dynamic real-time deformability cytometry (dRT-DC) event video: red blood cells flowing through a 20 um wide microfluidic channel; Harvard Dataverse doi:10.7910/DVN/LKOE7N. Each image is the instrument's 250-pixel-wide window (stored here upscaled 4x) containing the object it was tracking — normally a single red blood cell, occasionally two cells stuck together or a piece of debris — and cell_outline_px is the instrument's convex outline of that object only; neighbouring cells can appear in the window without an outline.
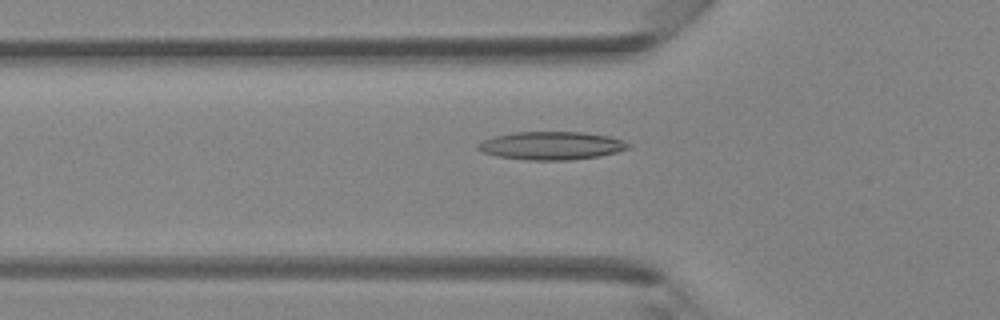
{"species": "Egyptian fruit bat (a non-hibernating species)", "species_latin": "Rousettus aegyptiacus", "temperature_condition": "room temperature", "stored_images_in_passage": 42, "camera_frame_rate_fps": 3000, "um_per_image_px": 0.085, "animal": {"sex": "female"}, "frame": {"image": 1, "passage_image": 14, "time_ms": 4.333, "image_size_px": [1000, 320], "cell_outline_px": [[632, 144], [628, 148], [616, 152], [600, 156], [572, 160], [528, 160], [496, 156], [484, 152], [476, 148], [476, 144], [484, 140], [496, 136], [516, 132], [584, 132], [608, 136], [624, 140]], "centroid_in_image_um": [46.9, 12.38], "position_along_channel_um": 78.9, "area_um2": 24.62}}
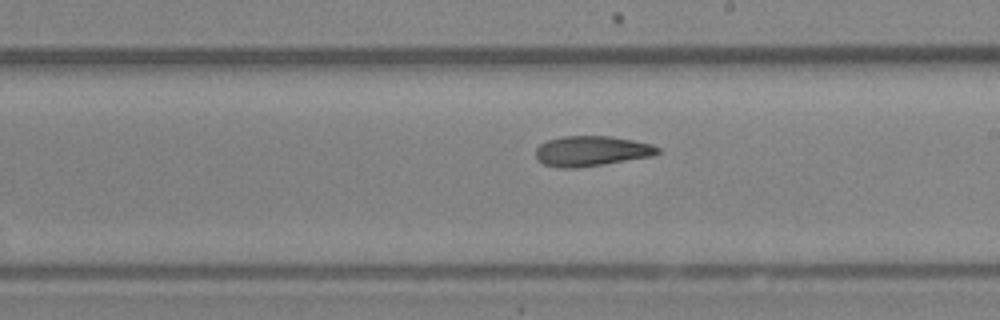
{"frame": {"image": 2, "passage_image": 24, "time_ms": 7.667, "image_size_px": [1000, 320], "cell_outline_px": [[660, 152], [652, 156], [604, 164], [576, 168], [560, 168], [544, 164], [536, 156], [536, 148], [540, 144], [548, 140], [564, 136], [608, 136], [632, 140], [652, 144], [660, 148]], "centroid_in_image_um": [50.28, 12.84], "position_along_channel_um": 238.7, "area_um2": 21.33}}
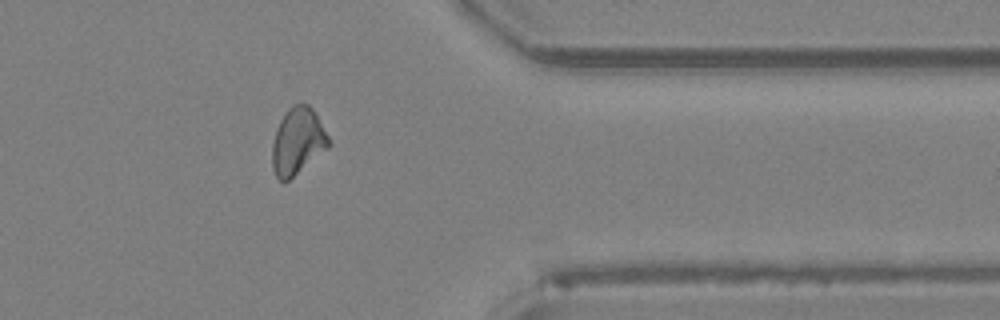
{"frame": {"image": 3, "passage_image": 34, "time_ms": 11.0, "image_size_px": [1000, 320], "cell_outline_px": [[332, 144], [328, 148], [288, 180], [280, 180], [276, 176], [272, 168], [272, 144], [276, 128], [280, 120], [288, 108], [292, 104], [308, 104], [316, 112]], "centroid_in_image_um": [25.3, 11.97], "position_along_channel_um": 386.1, "area_um2": 21.91}}